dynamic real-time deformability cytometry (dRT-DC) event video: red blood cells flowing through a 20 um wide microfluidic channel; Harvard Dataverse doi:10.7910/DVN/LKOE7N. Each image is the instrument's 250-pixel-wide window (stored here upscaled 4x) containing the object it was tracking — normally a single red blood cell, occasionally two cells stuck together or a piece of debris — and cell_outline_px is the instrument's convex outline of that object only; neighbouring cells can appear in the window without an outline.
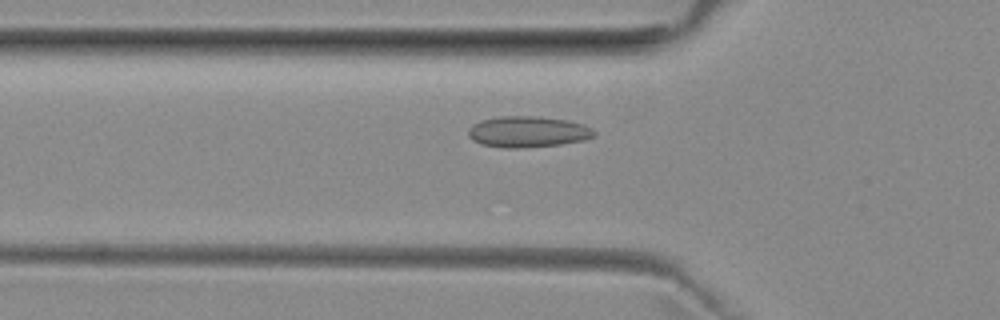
{"species": "common noctule bat (a hibernating species)", "species_latin": "Nyctalus noctula", "temperature_condition": "room temperature", "stored_images_in_passage": 38, "camera_frame_rate_fps": 3000, "um_per_image_px": 0.085, "animal": {"sex": "female", "body_mass_g": 29.2, "forearm_length_mm": 56.3}, "frame": {"image": 1, "passage_image": 9, "time_ms": 2.667, "image_size_px": [1000, 320], "cell_outline_px": [[596, 132], [592, 136], [584, 140], [560, 144], [516, 148], [504, 148], [480, 144], [472, 140], [468, 136], [468, 128], [472, 124], [480, 120], [500, 116], [532, 116], [568, 120], [584, 124], [592, 128]], "centroid_in_image_um": [44.82, 11.19], "position_along_channel_um": 81.0, "area_um2": 22.83}}
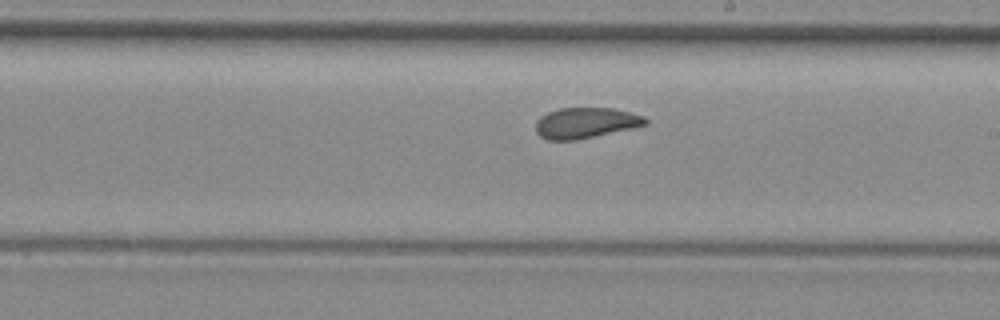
{"frame": {"image": 2, "passage_image": 21, "time_ms": 6.667, "image_size_px": [1000, 320], "cell_outline_px": [[648, 124], [632, 128], [576, 140], [548, 140], [540, 136], [536, 132], [536, 120], [540, 116], [548, 112], [560, 108], [612, 108], [644, 116], [648, 120]], "centroid_in_image_um": [49.76, 10.44], "position_along_channel_um": 239.2, "area_um2": 19.54}}
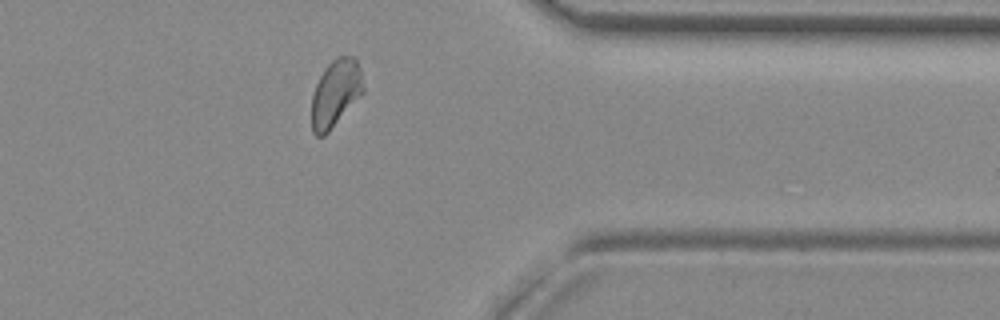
{"frame": {"image": 3, "passage_image": 33, "time_ms": 10.667, "image_size_px": [1000, 320], "cell_outline_px": [[364, 92], [328, 132], [324, 136], [316, 136], [312, 132], [312, 96], [316, 84], [324, 68], [336, 56], [356, 56], [360, 68], [364, 88]], "centroid_in_image_um": [28.53, 7.9], "position_along_channel_um": 382.9, "area_um2": 20.23}}